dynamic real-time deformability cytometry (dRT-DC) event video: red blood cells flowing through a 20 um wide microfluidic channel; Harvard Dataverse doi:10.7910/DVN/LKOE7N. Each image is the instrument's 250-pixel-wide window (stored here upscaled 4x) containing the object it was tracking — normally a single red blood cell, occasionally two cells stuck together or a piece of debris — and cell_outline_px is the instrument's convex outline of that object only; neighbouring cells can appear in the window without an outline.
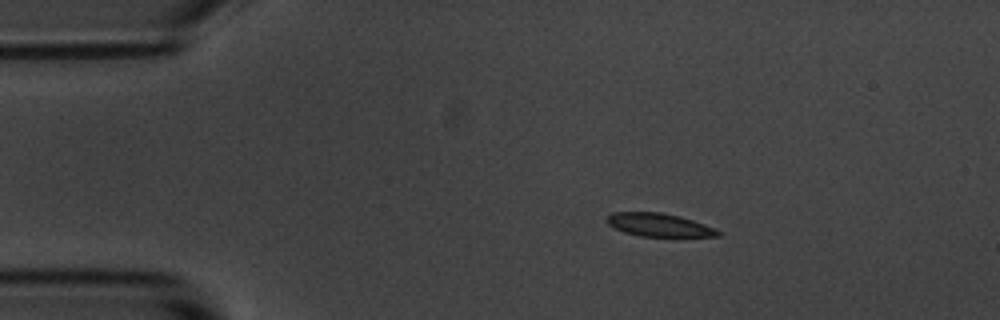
{"species": "common noctule bat (a hibernating species)", "species_latin": "Nyctalus noctula", "temperature_condition": "room temperature", "stored_images_in_passage": 46, "camera_frame_rate_fps": 3000, "um_per_image_px": 0.085, "animal": {"sex": "male", "body_mass_g": 20.1, "forearm_length_mm": 53.5}, "frame": {"image": 1, "passage_image": 1, "time_ms": 0.0, "image_size_px": [1000, 320], "cell_outline_px": [[720, 236], [644, 236], [624, 232], [608, 224], [608, 216], [616, 212], [656, 212], [676, 216], [692, 220], [712, 228], [720, 232]], "centroid_in_image_um": [55.99, 19.12], "position_along_channel_um": 29.0, "area_um2": 14.33}}
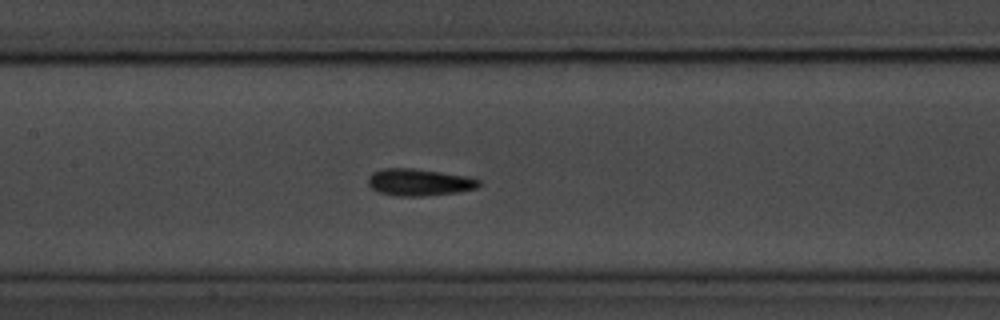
{"frame": {"image": 2, "passage_image": 17, "time_ms": 5.333, "image_size_px": [1000, 320], "cell_outline_px": [[480, 184], [476, 188], [452, 192], [412, 196], [404, 196], [380, 192], [372, 188], [368, 184], [368, 180], [376, 172], [388, 168], [412, 168], [464, 176], [480, 180]], "centroid_in_image_um": [35.63, 15.48], "position_along_channel_um": 171.8, "area_um2": 16.47}}
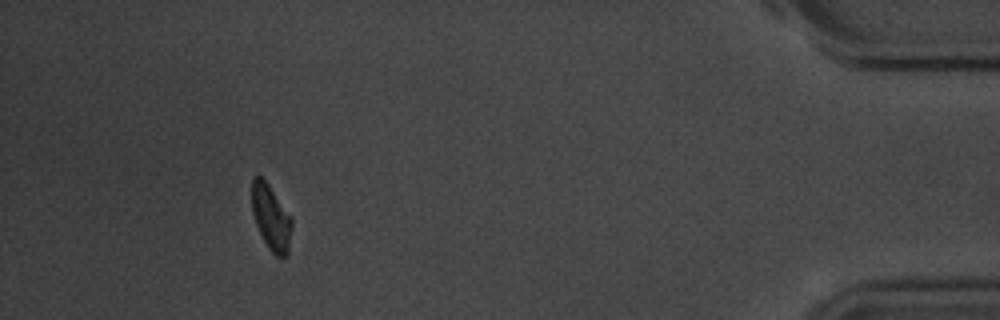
{"frame": {"image": 3, "passage_image": 42, "time_ms": 13.667, "image_size_px": [1000, 320], "cell_outline_px": [[292, 224], [288, 252], [284, 256], [276, 256], [272, 252], [264, 240], [256, 224], [252, 212], [252, 180], [256, 176], [260, 176], [268, 184], [292, 220]], "centroid_in_image_um": [23.02, 18.49], "position_along_channel_um": 412.2, "area_um2": 14.62}, "authors_computed_cell_mechanics": {"area_um2": 15.4615, "velocity_mm_per_s": 3.6327, "shape_relaxation_time_tau1_ms": 1.9734, "shape_relaxation_time_tau2_ms": 3.3791, "deformation_change_tau1": 0.0749, "deformation_change_tau2": 0.1013}}